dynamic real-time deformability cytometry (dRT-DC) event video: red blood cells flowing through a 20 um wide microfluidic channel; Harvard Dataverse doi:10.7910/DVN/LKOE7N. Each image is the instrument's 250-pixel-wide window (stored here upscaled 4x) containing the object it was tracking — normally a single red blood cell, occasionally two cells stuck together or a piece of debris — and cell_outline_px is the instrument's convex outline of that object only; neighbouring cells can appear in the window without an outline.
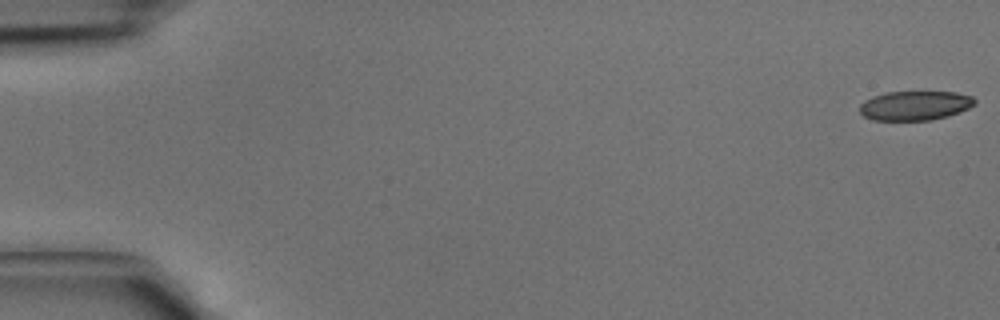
{"species": "common noctule bat (a hibernating species)", "species_latin": "Nyctalus noctula", "temperature_condition": "cold", "stored_images_in_passage": 43, "camera_frame_rate_fps": 3000, "um_per_image_px": 0.085, "animal": {"sex": "male", "body_mass_g": 15.6}, "frame": {"image": 1, "passage_image": 1, "time_ms": 0.0, "image_size_px": [1000, 320], "cell_outline_px": [[976, 104], [960, 112], [948, 116], [932, 120], [872, 120], [864, 116], [860, 112], [860, 104], [864, 100], [872, 96], [884, 92], [956, 92], [972, 96], [976, 100]], "centroid_in_image_um": [77.77, 8.97], "position_along_channel_um": 7.2, "area_um2": 19.83}}
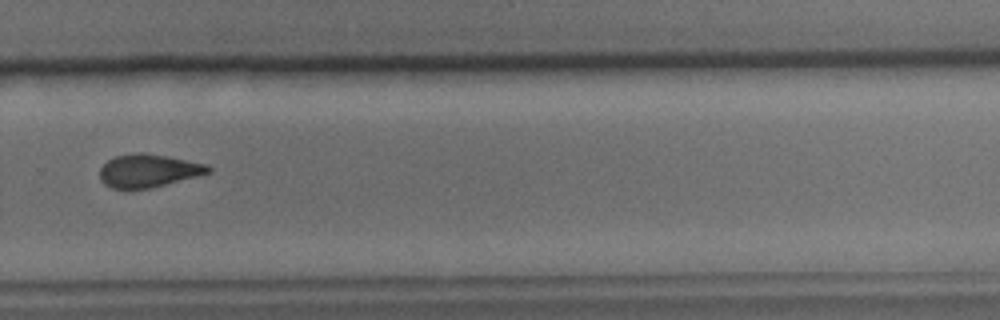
{"frame": {"image": 2, "passage_image": 30, "time_ms": 9.667, "image_size_px": [1000, 320], "cell_outline_px": [[212, 172], [152, 188], [112, 188], [104, 184], [100, 180], [100, 168], [108, 160], [116, 156], [136, 152], [140, 152], [168, 156], [208, 164], [212, 168]], "centroid_in_image_um": [12.64, 14.5], "position_along_channel_um": 317.2, "area_um2": 20.92}}
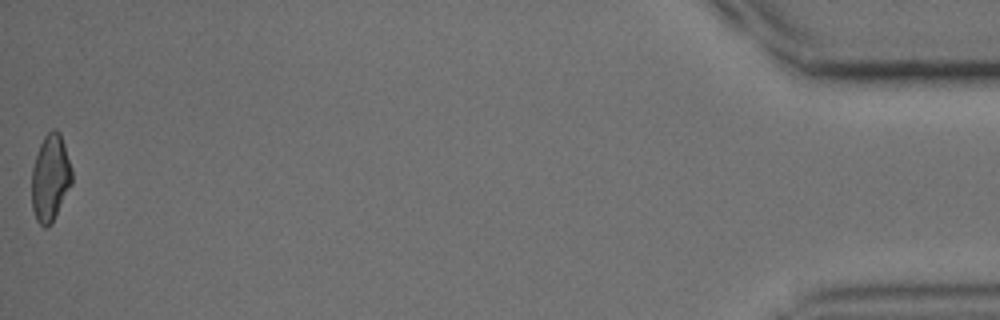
{"frame": {"image": 3, "passage_image": 43, "time_ms": 14.0, "image_size_px": [1000, 320], "cell_outline_px": [[72, 184], [52, 224], [48, 228], [44, 228], [36, 220], [32, 208], [32, 168], [40, 144], [44, 136], [52, 128], [56, 128], [60, 132], [72, 168]], "centroid_in_image_um": [4.29, 15.14], "position_along_channel_um": 430.9, "area_um2": 20.58}}